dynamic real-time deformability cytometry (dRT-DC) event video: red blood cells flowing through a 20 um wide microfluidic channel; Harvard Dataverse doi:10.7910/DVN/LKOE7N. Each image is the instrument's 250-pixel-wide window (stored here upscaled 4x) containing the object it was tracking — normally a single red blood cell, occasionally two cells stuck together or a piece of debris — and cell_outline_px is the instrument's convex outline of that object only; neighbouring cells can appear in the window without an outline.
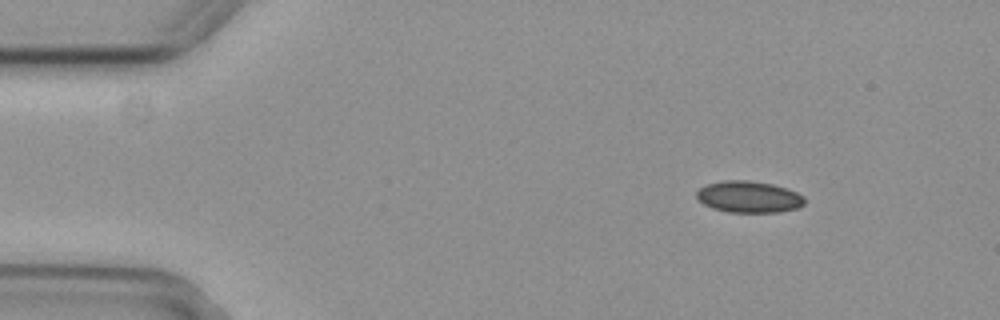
{"species": "common noctule bat (a hibernating species)", "species_latin": "Nyctalus noctula", "temperature_condition": "cold", "stored_images_in_passage": 1, "camera_frame_rate_fps": 3000, "um_per_image_px": 0.085, "animal": {"sex": "female", "body_mass_g": 29.2, "forearm_length_mm": 56.3}, "frame": {"image": 1, "passage_image": 1, "time_ms": 0.0, "image_size_px": [1000, 320], "cell_outline_px": [[804, 204], [796, 208], [780, 212], [728, 212], [712, 208], [704, 204], [696, 196], [696, 192], [700, 188], [708, 184], [724, 180], [748, 180], [772, 184], [788, 188], [804, 196]], "centroid_in_image_um": [63.66, 16.73], "position_along_channel_um": 21.3, "area_um2": 19.83}}